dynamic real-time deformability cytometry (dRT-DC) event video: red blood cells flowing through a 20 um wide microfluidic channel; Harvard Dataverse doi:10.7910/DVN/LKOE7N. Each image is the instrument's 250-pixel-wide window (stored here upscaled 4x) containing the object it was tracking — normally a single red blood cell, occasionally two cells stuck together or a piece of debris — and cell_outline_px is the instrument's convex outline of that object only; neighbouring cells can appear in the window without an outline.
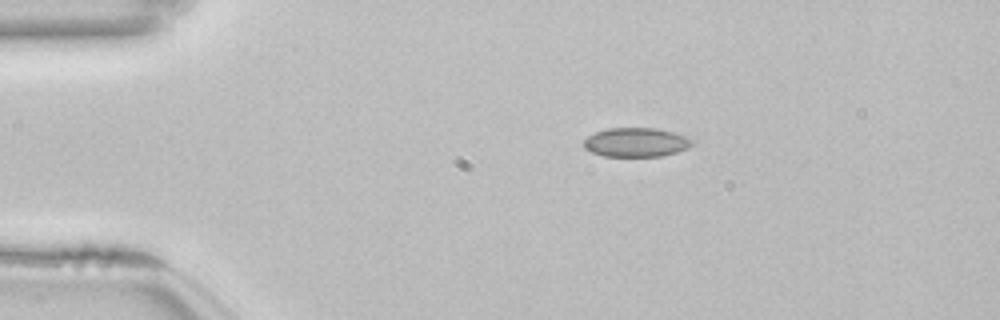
{"species": "common noctule bat (a hibernating species)", "species_latin": "Nyctalus noctula", "temperature_condition": "room temperature", "stored_images_in_passage": 44, "camera_frame_rate_fps": 3000, "um_per_image_px": 0.085, "animal": {"sex": "female", "body_mass_g": 22.7, "forearm_length_mm": 54.2}, "frame": {"image": 1, "passage_image": 1, "time_ms": 0.0, "image_size_px": [1000, 320], "cell_outline_px": [[696, 140], [688, 148], [676, 152], [660, 156], [604, 156], [592, 152], [584, 148], [584, 140], [588, 136], [596, 132], [608, 128], [656, 128], [688, 136]], "centroid_in_image_um": [54.1, 12.09], "position_along_channel_um": 30.9, "area_um2": 18.38}}
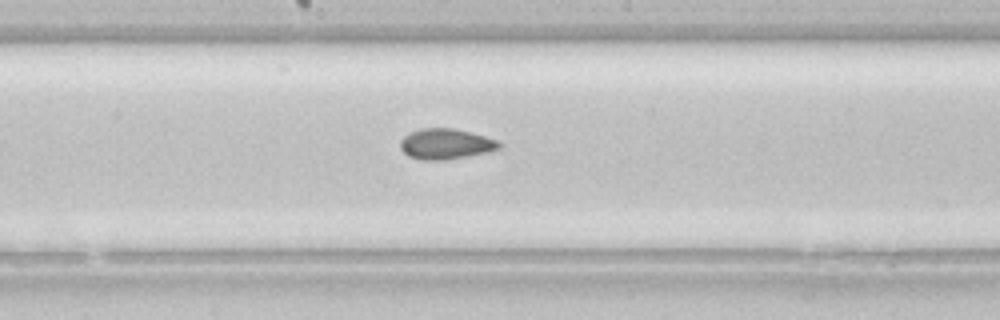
{"frame": {"image": 2, "passage_image": 19, "time_ms": 6.0, "image_size_px": [1000, 320], "cell_outline_px": [[504, 144], [500, 148], [488, 152], [468, 156], [444, 160], [420, 160], [408, 156], [400, 148], [400, 140], [404, 136], [420, 128], [452, 128], [472, 132], [496, 140]], "centroid_in_image_um": [37.89, 12.24], "position_along_channel_um": 210.3, "area_um2": 17.69}}
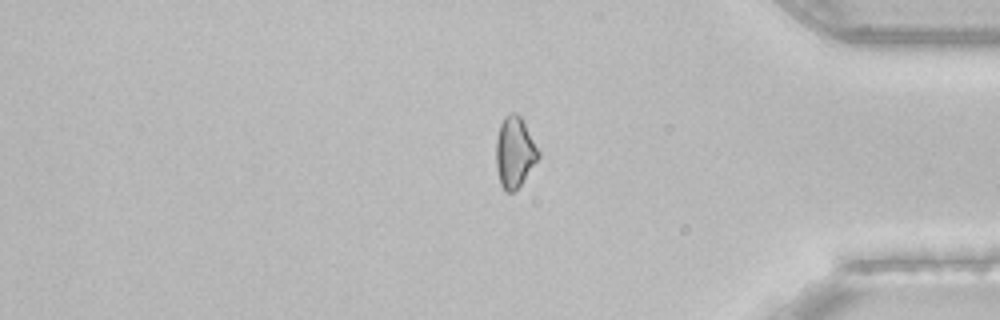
{"frame": {"image": 3, "passage_image": 35, "time_ms": 11.333, "image_size_px": [1000, 320], "cell_outline_px": [[540, 156], [520, 184], [512, 192], [504, 192], [500, 184], [496, 168], [496, 136], [500, 124], [504, 116], [512, 112], [516, 112], [520, 116], [540, 152]], "centroid_in_image_um": [43.71, 12.92], "position_along_channel_um": 391.5, "area_um2": 17.34}, "authors_computed_cell_mechanics": {"area_um2": 17.4556, "velocity_mm_per_s": 3.8525, "shape_relaxation_time_tau1_ms": null, "shape_relaxation_time_tau2_ms": 5.1627, "deformation_change_tau1": null, "deformation_change_tau2": 0.0762}}